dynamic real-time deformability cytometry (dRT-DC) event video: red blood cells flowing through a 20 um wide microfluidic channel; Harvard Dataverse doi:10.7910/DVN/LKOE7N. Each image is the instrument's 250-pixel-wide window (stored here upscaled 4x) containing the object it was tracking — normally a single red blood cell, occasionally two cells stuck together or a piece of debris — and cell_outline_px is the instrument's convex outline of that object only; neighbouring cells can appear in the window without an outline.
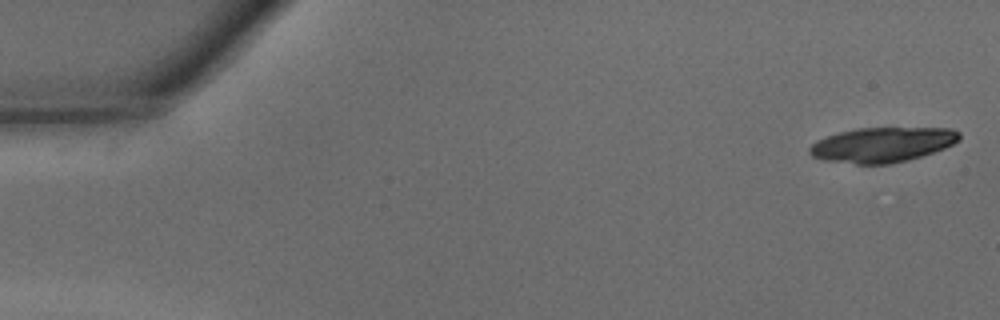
{"species": "common noctule bat (a hibernating species)", "species_latin": "Nyctalus noctula", "temperature_condition": "warm", "stored_images_in_passage": 14, "camera_frame_rate_fps": 3000, "um_per_image_px": 0.085, "animal": {"sex": "male", "body_mass_g": 15.6}, "frame": {"image": 1, "passage_image": 1, "time_ms": 0.0, "image_size_px": [1000, 320], "cell_outline_px": [[960, 140], [944, 148], [908, 160], [888, 164], [856, 164], [824, 160], [812, 156], [808, 152], [808, 148], [816, 140], [840, 132], [856, 128], [952, 128], [960, 132]], "centroid_in_image_um": [74.99, 12.3], "position_along_channel_um": 10.0, "area_um2": 30.4}}